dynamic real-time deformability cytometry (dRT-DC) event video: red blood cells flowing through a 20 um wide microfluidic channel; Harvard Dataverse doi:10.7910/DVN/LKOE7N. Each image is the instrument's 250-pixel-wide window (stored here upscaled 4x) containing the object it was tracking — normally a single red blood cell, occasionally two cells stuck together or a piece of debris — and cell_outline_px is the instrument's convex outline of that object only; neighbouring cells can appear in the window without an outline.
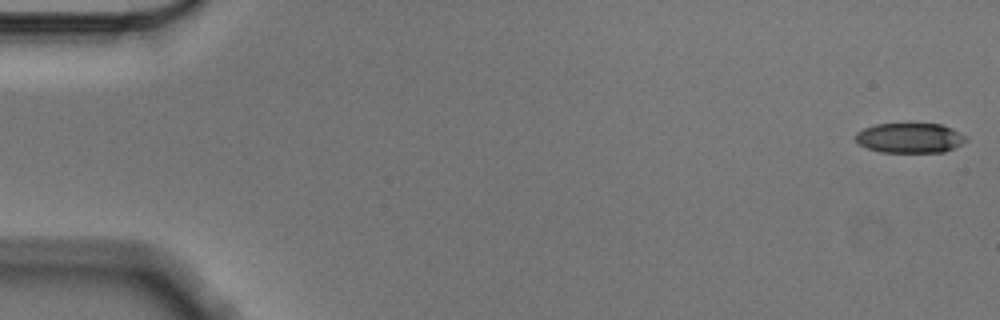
{"species": "Egyptian fruit bat (a non-hibernating species)", "species_latin": "Rousettus aegyptiacus", "temperature_condition": "cold", "stored_images_in_passage": 56, "camera_frame_rate_fps": 3000, "um_per_image_px": 0.085, "animal": {"sex": "male"}, "frame": {"image": 1, "passage_image": 1, "time_ms": 0.0, "image_size_px": [1000, 320], "cell_outline_px": [[968, 140], [944, 152], [880, 152], [868, 148], [860, 144], [856, 140], [856, 132], [864, 128], [876, 124], [940, 124], [952, 128], [968, 136]], "centroid_in_image_um": [77.36, 11.72], "position_along_channel_um": 7.6, "area_um2": 19.19}}
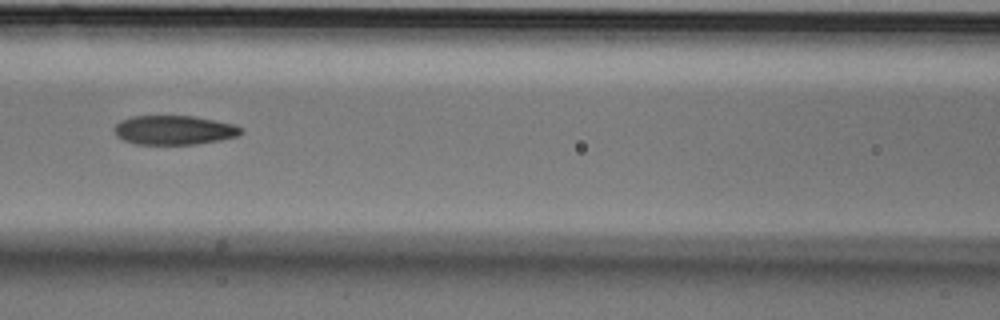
{"frame": {"image": 2, "passage_image": 25, "time_ms": 8.0, "image_size_px": [1000, 320], "cell_outline_px": [[244, 132], [240, 136], [220, 140], [196, 144], [136, 144], [124, 140], [116, 136], [112, 128], [120, 120], [132, 116], [192, 116], [236, 124], [244, 128]], "centroid_in_image_um": [14.83, 11.05], "position_along_channel_um": 151.8, "area_um2": 21.85}}
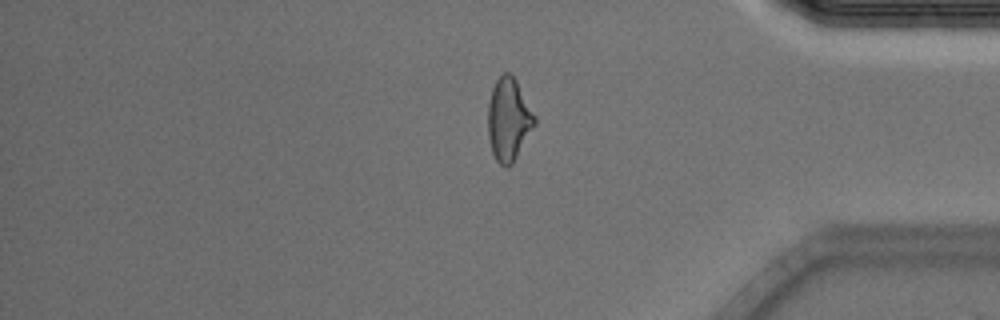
{"frame": {"image": 3, "passage_image": 47, "time_ms": 15.333, "image_size_px": [1000, 320], "cell_outline_px": [[536, 124], [512, 164], [508, 168], [504, 168], [496, 160], [492, 152], [488, 136], [488, 104], [492, 88], [496, 80], [504, 72], [512, 72], [536, 116]], "centroid_in_image_um": [43.24, 10.15], "position_along_channel_um": 392.0, "area_um2": 22.72}, "authors_computed_cell_mechanics": {"area_um2": 22.3108, "velocity_mm_per_s": 3.5616, "shape_relaxation_time_tau1_ms": 6.7447, "shape_relaxation_time_tau2_ms": 2.3223, "deformation_change_tau1": 0.1863, "deformation_change_tau2": 0.0993}}